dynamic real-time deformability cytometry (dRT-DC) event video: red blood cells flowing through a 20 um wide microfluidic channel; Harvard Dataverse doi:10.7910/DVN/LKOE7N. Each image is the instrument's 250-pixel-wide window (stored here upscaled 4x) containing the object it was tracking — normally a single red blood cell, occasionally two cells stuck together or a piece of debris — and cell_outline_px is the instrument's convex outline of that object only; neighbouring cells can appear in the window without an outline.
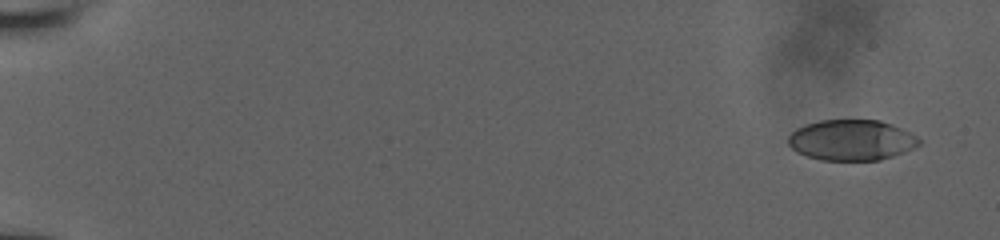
{"species": "human", "species_latin": "Homo sapiens", "temperature_condition": "room temperature", "stored_images_in_passage": 13, "camera_frame_rate_fps": 3000, "um_per_image_px": 0.085, "donor": {"sex": "male"}, "frame": {"image": 1, "passage_image": 1, "time_ms": 0.0, "image_size_px": [1000, 240], "cell_outline_px": [[920, 144], [904, 152], [880, 160], [820, 160], [796, 152], [788, 144], [788, 136], [796, 128], [804, 124], [820, 120], [880, 120], [892, 124], [916, 136], [920, 140]], "centroid_in_image_um": [72.34, 11.9], "position_along_channel_um": 12.7, "area_um2": 30.98}}
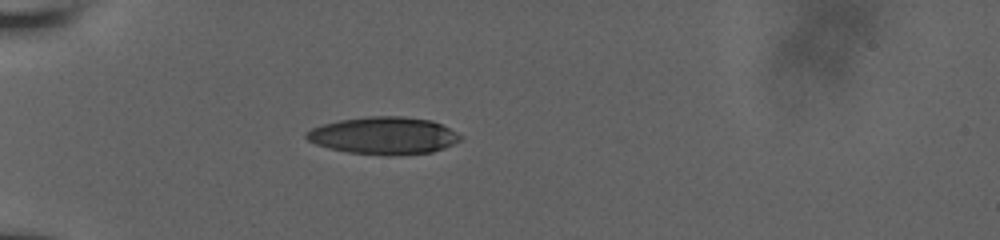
{"frame": {"image": 2, "passage_image": 10, "time_ms": 5.333, "image_size_px": [1000, 240], "cell_outline_px": [[460, 140], [444, 148], [432, 152], [388, 156], [348, 152], [328, 148], [316, 144], [308, 140], [304, 136], [304, 132], [320, 124], [340, 120], [368, 116], [404, 116], [432, 120], [456, 132], [460, 136]], "centroid_in_image_um": [32.57, 11.52], "position_along_channel_um": 52.4, "area_um2": 33.58}}
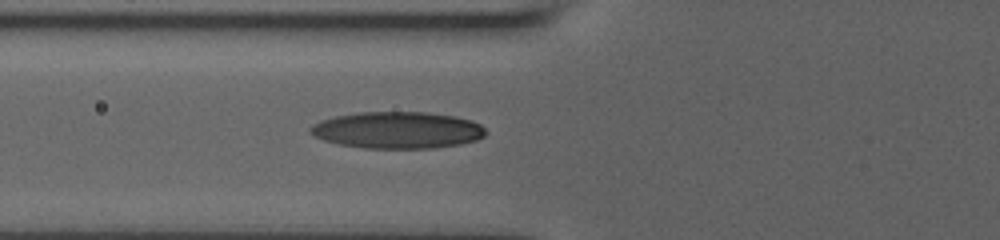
{"frame": {"image": 3, "passage_image": 13, "time_ms": 7.0, "image_size_px": [1000, 240], "cell_outline_px": [[488, 132], [484, 136], [476, 140], [460, 144], [432, 148], [364, 148], [340, 144], [324, 140], [308, 132], [308, 128], [320, 120], [336, 116], [356, 112], [424, 112], [456, 116], [472, 120], [480, 124]], "centroid_in_image_um": [33.8, 11.05], "position_along_channel_um": 92.0, "area_um2": 37.63}}